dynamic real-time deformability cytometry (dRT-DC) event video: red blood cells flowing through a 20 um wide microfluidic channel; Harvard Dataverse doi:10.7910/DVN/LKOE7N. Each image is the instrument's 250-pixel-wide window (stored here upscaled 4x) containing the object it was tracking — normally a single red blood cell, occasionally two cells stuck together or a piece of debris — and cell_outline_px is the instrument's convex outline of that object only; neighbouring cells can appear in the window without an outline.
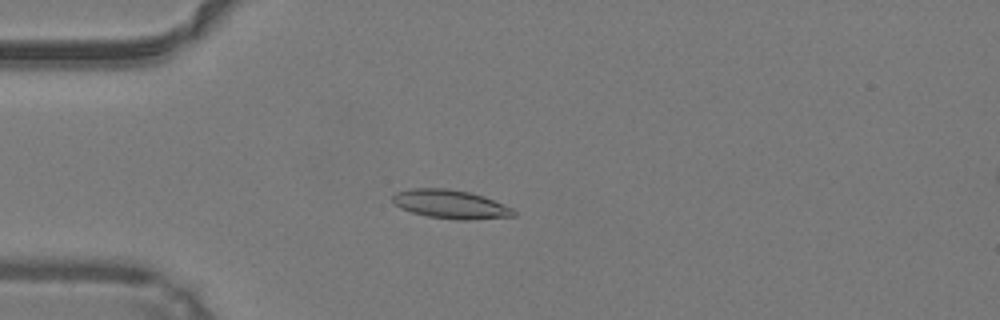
{"species": "common noctule bat (a hibernating species)", "species_latin": "Nyctalus noctula", "temperature_condition": "warm", "stored_images_in_passage": 50, "camera_frame_rate_fps": 3000, "um_per_image_px": 0.085, "animal": {"sex": "male", "body_mass_g": 19.2, "forearm_length_mm": 51.8}, "frame": {"image": 1, "passage_image": 14, "time_ms": 4.333, "image_size_px": [1000, 320], "cell_outline_px": [[516, 216], [472, 220], [456, 220], [428, 216], [412, 212], [400, 208], [392, 200], [392, 196], [396, 192], [412, 188], [448, 188], [468, 192], [484, 196], [512, 208], [516, 212]], "centroid_in_image_um": [38.31, 17.36], "position_along_channel_um": 46.7, "area_um2": 20.29}}
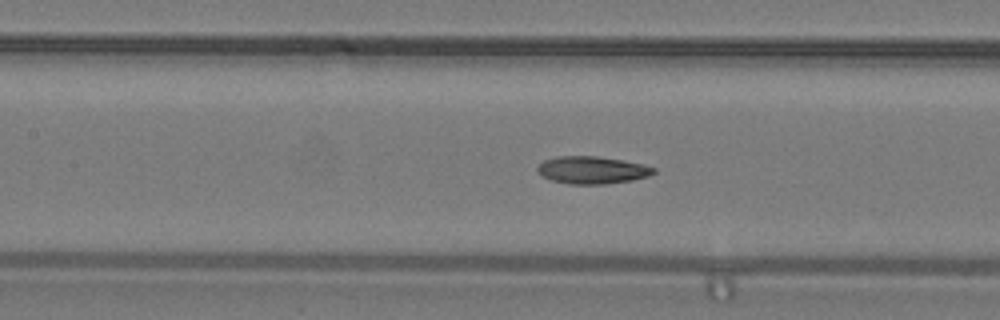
{"frame": {"image": 2, "passage_image": 23, "time_ms": 7.333, "image_size_px": [1000, 320], "cell_outline_px": [[656, 172], [648, 176], [632, 180], [608, 184], [568, 184], [552, 180], [540, 176], [536, 172], [536, 168], [544, 160], [556, 156], [596, 156], [644, 164], [656, 168]], "centroid_in_image_um": [50.3, 14.46], "position_along_channel_um": 157.1, "area_um2": 18.73}}
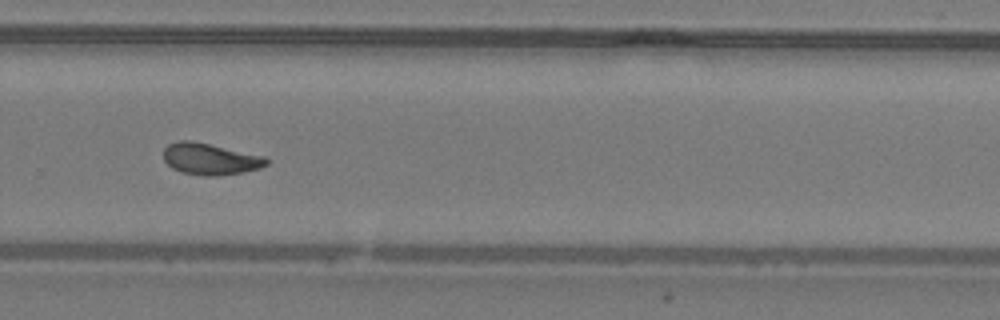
{"frame": {"image": 3, "passage_image": 34, "time_ms": 11.0, "image_size_px": [1000, 320], "cell_outline_px": [[268, 164], [260, 168], [244, 172], [216, 176], [204, 176], [180, 172], [172, 168], [164, 160], [164, 148], [168, 144], [180, 140], [192, 140], [264, 156], [268, 160]], "centroid_in_image_um": [17.85, 13.52], "position_along_channel_um": 311.9, "area_um2": 18.96}, "authors_computed_cell_mechanics": {"area_um2": 18.6983, "velocity_mm_per_s": 4.2385, "shape_relaxation_time_tau1_ms": null, "shape_relaxation_time_tau2_ms": 2.8583, "deformation_change_tau1": null, "deformation_change_tau2": 0.0935}}